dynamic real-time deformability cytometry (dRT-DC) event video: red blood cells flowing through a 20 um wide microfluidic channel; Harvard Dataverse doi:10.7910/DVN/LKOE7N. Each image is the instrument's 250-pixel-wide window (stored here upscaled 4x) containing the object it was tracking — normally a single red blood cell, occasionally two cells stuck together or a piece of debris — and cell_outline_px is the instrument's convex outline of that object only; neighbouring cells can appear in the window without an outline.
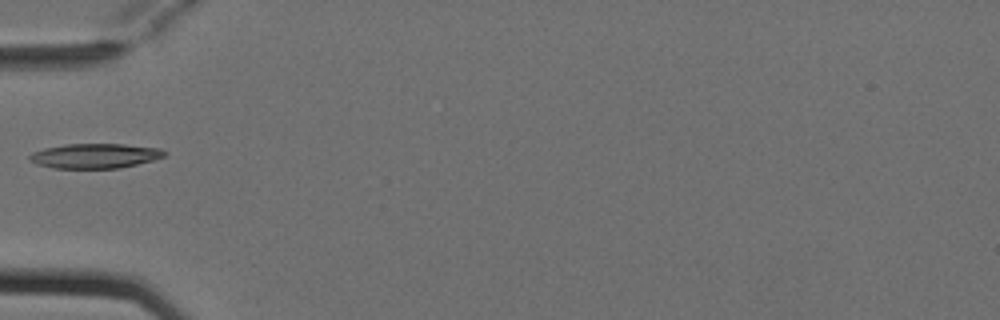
{"species": "Egyptian fruit bat (a non-hibernating species)", "species_latin": "Rousettus aegyptiacus", "temperature_condition": "cold", "stored_images_in_passage": 4, "camera_frame_rate_fps": 3000, "um_per_image_px": 0.085, "animal": {"sex": "female"}, "frame": {"image": 1, "passage_image": 2, "time_ms": 0.333, "image_size_px": [1000, 320], "cell_outline_px": [[168, 152], [164, 156], [152, 160], [120, 168], [52, 168], [36, 164], [28, 160], [28, 156], [32, 152], [44, 148], [64, 144], [124, 144], [160, 148]], "centroid_in_image_um": [8.03, 13.24], "position_along_channel_um": 77.0, "area_um2": 19.54}}
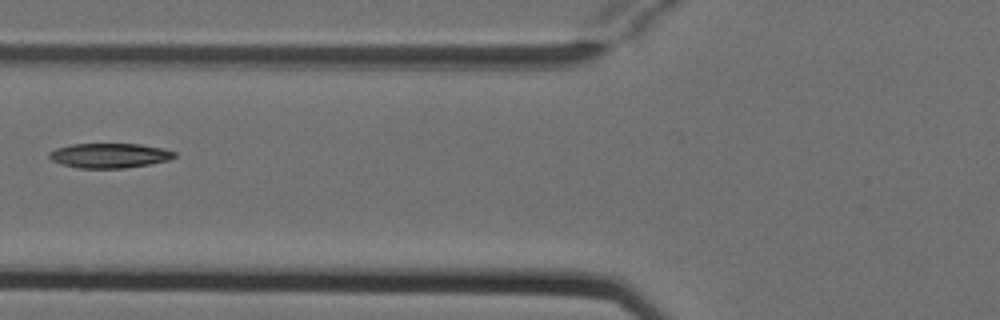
{"frame": {"image": 2, "passage_image": 3, "time_ms": 0.667, "image_size_px": [1000, 320], "cell_outline_px": [[176, 156], [168, 160], [148, 164], [124, 168], [76, 168], [60, 164], [52, 160], [48, 156], [48, 152], [56, 148], [72, 144], [140, 144], [164, 148], [176, 152]], "centroid_in_image_um": [9.28, 13.22], "position_along_channel_um": 116.5, "area_um2": 18.09}}